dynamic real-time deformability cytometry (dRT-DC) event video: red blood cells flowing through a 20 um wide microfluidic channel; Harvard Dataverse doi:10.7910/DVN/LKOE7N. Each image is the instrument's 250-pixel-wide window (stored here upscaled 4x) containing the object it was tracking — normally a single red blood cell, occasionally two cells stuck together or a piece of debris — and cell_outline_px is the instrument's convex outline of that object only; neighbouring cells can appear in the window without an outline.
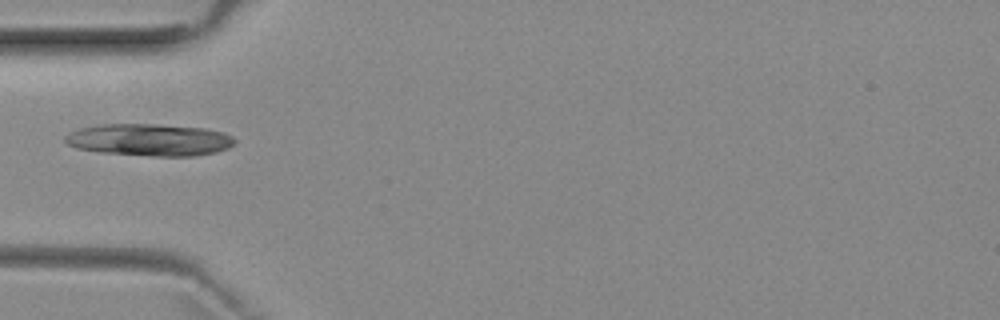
{"species": "common noctule bat (a hibernating species)", "species_latin": "Nyctalus noctula", "temperature_condition": "room temperature", "stored_images_in_passage": 36, "camera_frame_rate_fps": 3000, "um_per_image_px": 0.085, "animal": {"sex": "female", "body_mass_g": 29.2, "forearm_length_mm": 56.3}, "frame": {"image": 1, "passage_image": 1, "time_ms": 0.0, "image_size_px": [1000, 320], "cell_outline_px": [[236, 140], [228, 148], [216, 152], [196, 156], [152, 156], [100, 152], [76, 148], [68, 144], [64, 140], [64, 136], [68, 132], [80, 128], [100, 124], [156, 124], [204, 128], [224, 132], [232, 136]], "centroid_in_image_um": [12.69, 11.88], "position_along_channel_um": 72.3, "area_um2": 31.85}}
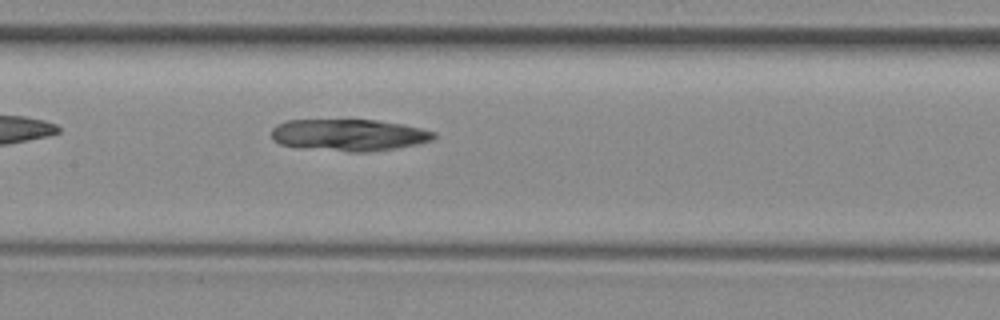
{"frame": {"image": 2, "passage_image": 9, "time_ms": 2.667, "image_size_px": [1000, 320], "cell_outline_px": [[436, 136], [432, 140], [416, 144], [396, 148], [368, 152], [348, 152], [300, 148], [280, 144], [272, 140], [272, 128], [276, 124], [288, 120], [376, 120], [404, 124], [436, 132]], "centroid_in_image_um": [29.64, 11.48], "position_along_channel_um": 177.8, "area_um2": 30.35}}
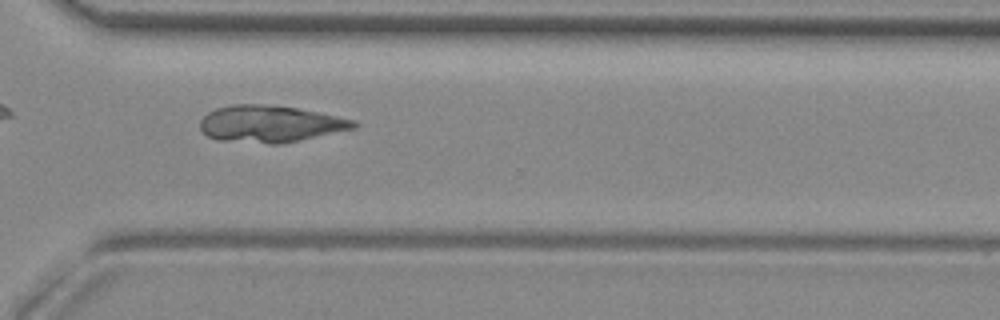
{"frame": {"image": 3, "passage_image": 22, "time_ms": 7.0, "image_size_px": [1000, 320], "cell_outline_px": [[360, 124], [356, 128], [300, 140], [280, 144], [268, 144], [216, 140], [208, 136], [200, 128], [200, 120], [208, 112], [216, 108], [232, 104], [260, 104], [296, 108], [356, 120]], "centroid_in_image_um": [22.96, 10.54], "position_along_channel_um": 347.6, "area_um2": 32.95}}